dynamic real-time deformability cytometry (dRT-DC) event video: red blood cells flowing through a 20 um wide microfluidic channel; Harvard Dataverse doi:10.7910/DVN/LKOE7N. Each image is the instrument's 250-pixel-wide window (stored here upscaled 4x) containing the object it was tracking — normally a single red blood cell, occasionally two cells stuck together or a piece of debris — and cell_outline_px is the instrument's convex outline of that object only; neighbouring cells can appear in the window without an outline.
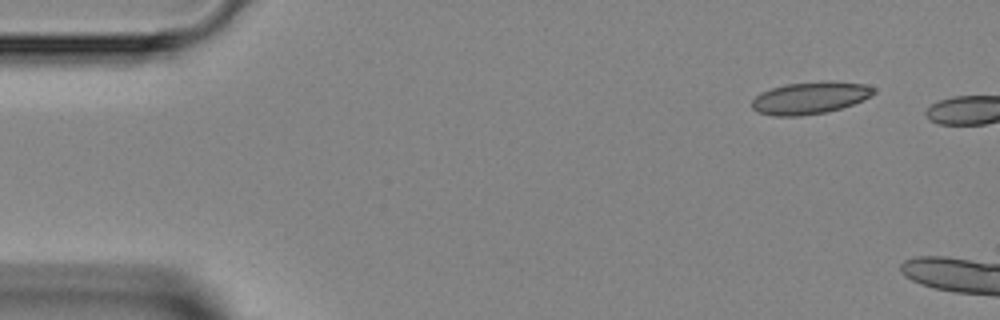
{"species": "Egyptian fruit bat (a non-hibernating species)", "species_latin": "Rousettus aegyptiacus", "temperature_condition": "room temperature", "stored_images_in_passage": 4, "camera_frame_rate_fps": 3000, "um_per_image_px": 0.085, "animal": {"sex": "female"}, "frame": {"image": 1, "passage_image": 1, "time_ms": 0.0, "image_size_px": [1000, 320], "cell_outline_px": [[876, 92], [872, 96], [852, 104], [828, 112], [800, 116], [772, 116], [760, 112], [752, 108], [752, 100], [760, 92], [772, 88], [788, 84], [820, 80], [832, 80], [864, 84], [876, 88]], "centroid_in_image_um": [68.88, 8.3], "position_along_channel_um": 16.1, "area_um2": 23.06}}